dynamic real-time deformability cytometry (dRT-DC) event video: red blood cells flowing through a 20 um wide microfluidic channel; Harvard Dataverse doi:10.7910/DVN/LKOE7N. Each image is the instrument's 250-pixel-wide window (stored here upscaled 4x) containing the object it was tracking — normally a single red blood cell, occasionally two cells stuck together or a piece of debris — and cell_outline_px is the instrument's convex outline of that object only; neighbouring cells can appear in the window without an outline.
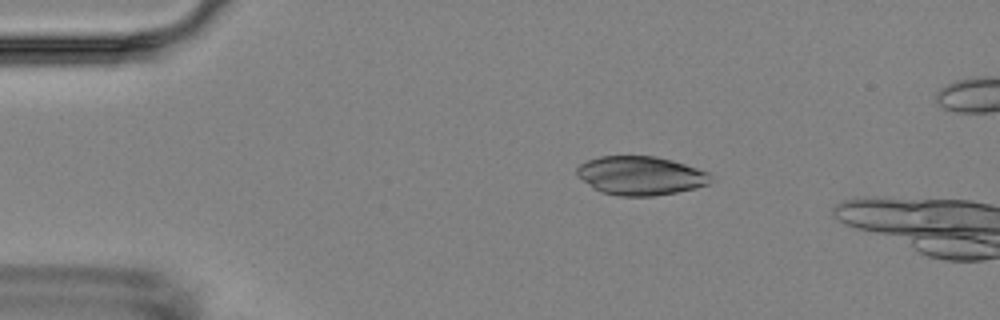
{"species": "Egyptian fruit bat (a non-hibernating species)", "species_latin": "Rousettus aegyptiacus", "temperature_condition": "room temperature", "stored_images_in_passage": 4, "camera_frame_rate_fps": 3000, "um_per_image_px": 0.085, "animal": {"sex": "female"}, "frame": {"image": 1, "passage_image": 3, "time_ms": 2.333, "image_size_px": [1000, 320], "cell_outline_px": [[712, 180], [708, 184], [696, 188], [676, 192], [652, 196], [620, 196], [600, 192], [592, 188], [576, 176], [576, 168], [580, 164], [588, 160], [600, 156], [656, 156], [672, 160], [708, 172], [712, 176]], "centroid_in_image_um": [54.42, 14.93], "position_along_channel_um": 30.6, "area_um2": 30.4}}